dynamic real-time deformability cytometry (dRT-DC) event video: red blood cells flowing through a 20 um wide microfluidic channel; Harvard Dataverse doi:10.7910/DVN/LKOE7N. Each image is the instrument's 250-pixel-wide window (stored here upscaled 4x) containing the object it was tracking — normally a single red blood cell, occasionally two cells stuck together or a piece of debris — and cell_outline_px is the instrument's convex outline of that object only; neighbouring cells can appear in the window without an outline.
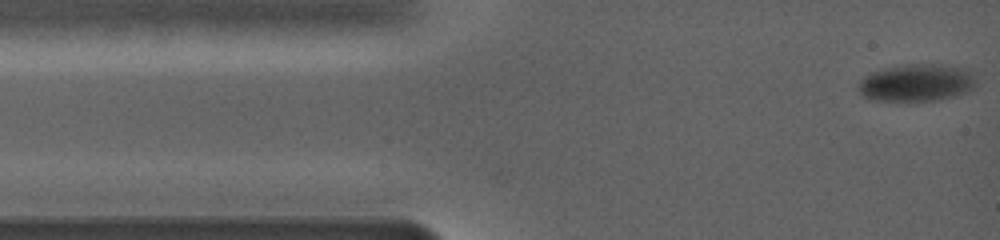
{"species": "common noctule bat (a hibernating species)", "species_latin": "Nyctalus noctula", "temperature_condition": "warm", "stored_images_in_passage": 7, "camera_frame_rate_fps": 5000, "um_per_image_px": 0.085, "animal": {"sex": "female", "body_mass_g": 19.0, "forearm_length_mm": 56.7}, "frame": {"image": 1, "passage_image": 1, "time_ms": 0.0, "image_size_px": [1000, 240], "cell_outline_px": [[976, 84], [972, 88], [964, 92], [952, 96], [936, 100], [872, 100], [864, 96], [860, 92], [860, 80], [864, 76], [872, 72], [904, 64], [940, 64], [960, 68], [968, 72], [976, 80]], "centroid_in_image_um": [77.88, 7.03], "position_along_channel_um": 7.1, "area_um2": 24.91}}
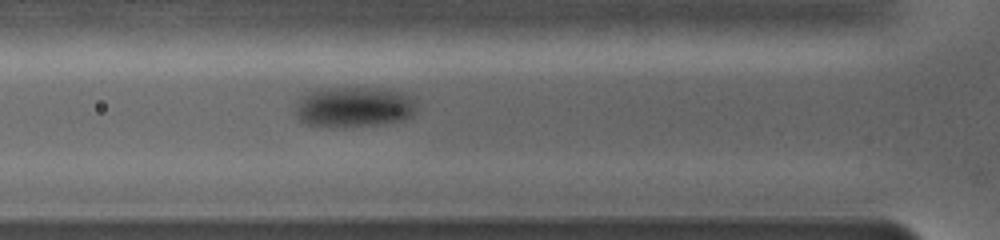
{"frame": {"image": 2, "passage_image": 6, "time_ms": 4.2, "image_size_px": [1000, 240], "cell_outline_px": [[416, 108], [412, 116], [404, 120], [380, 124], [308, 124], [300, 120], [296, 116], [296, 108], [300, 96], [308, 92], [328, 88], [376, 88], [400, 92], [416, 100]], "centroid_in_image_um": [30.12, 9.05], "position_along_channel_um": 95.7, "area_um2": 27.57}}
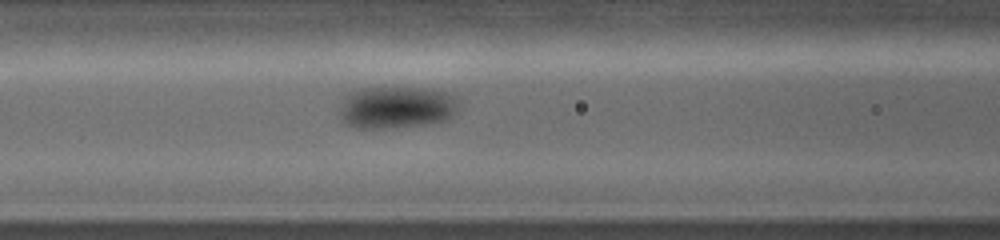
{"frame": {"image": 3, "passage_image": 7, "time_ms": 5.2, "image_size_px": [1000, 240], "cell_outline_px": [[460, 100], [456, 112], [448, 120], [432, 124], [396, 128], [356, 128], [344, 124], [344, 96], [348, 92], [364, 88], [428, 88], [444, 92], [456, 96]], "centroid_in_image_um": [33.8, 9.14], "position_along_channel_um": 132.8, "area_um2": 29.36}}